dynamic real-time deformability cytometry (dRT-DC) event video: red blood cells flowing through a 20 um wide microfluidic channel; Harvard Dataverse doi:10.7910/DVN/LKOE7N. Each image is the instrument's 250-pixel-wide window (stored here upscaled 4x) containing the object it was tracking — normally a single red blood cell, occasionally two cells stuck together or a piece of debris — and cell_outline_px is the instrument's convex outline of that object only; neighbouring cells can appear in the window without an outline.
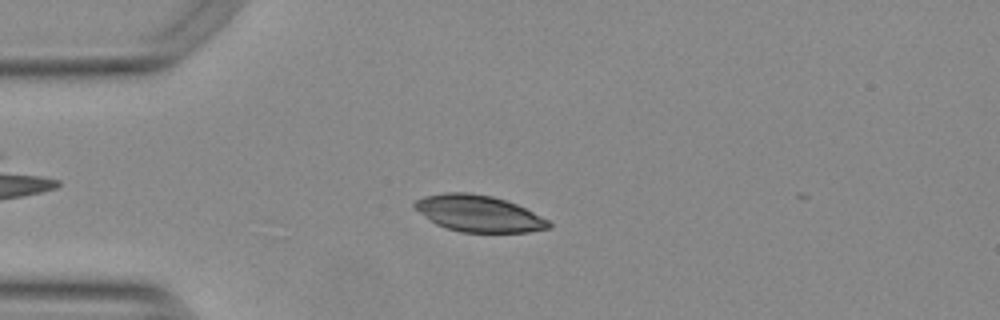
{"species": "Egyptian fruit bat (a non-hibernating species)", "species_latin": "Rousettus aegyptiacus", "temperature_condition": "warm", "stored_images_in_passage": 14, "camera_frame_rate_fps": 3000, "um_per_image_px": 0.085, "animal": {"sex": "female"}, "frame": {"image": 1, "passage_image": 2, "time_ms": 0.333, "image_size_px": [1000, 320], "cell_outline_px": [[552, 224], [548, 228], [528, 232], [460, 232], [436, 224], [420, 212], [412, 204], [416, 200], [424, 196], [444, 192], [468, 192], [492, 196], [516, 204], [548, 220]], "centroid_in_image_um": [40.67, 18.14], "position_along_channel_um": 44.3, "area_um2": 28.15}}
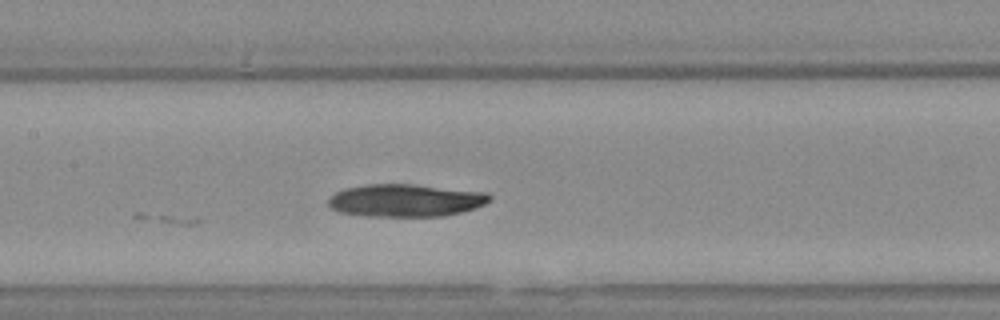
{"frame": {"image": 2, "passage_image": 14, "time_ms": 4.333, "image_size_px": [1000, 320], "cell_outline_px": [[492, 200], [476, 208], [444, 216], [364, 216], [340, 212], [332, 208], [328, 204], [328, 200], [336, 192], [348, 188], [368, 184], [412, 184], [488, 192], [492, 196]], "centroid_in_image_um": [34.52, 17.03], "position_along_channel_um": 172.9, "area_um2": 30.63}}